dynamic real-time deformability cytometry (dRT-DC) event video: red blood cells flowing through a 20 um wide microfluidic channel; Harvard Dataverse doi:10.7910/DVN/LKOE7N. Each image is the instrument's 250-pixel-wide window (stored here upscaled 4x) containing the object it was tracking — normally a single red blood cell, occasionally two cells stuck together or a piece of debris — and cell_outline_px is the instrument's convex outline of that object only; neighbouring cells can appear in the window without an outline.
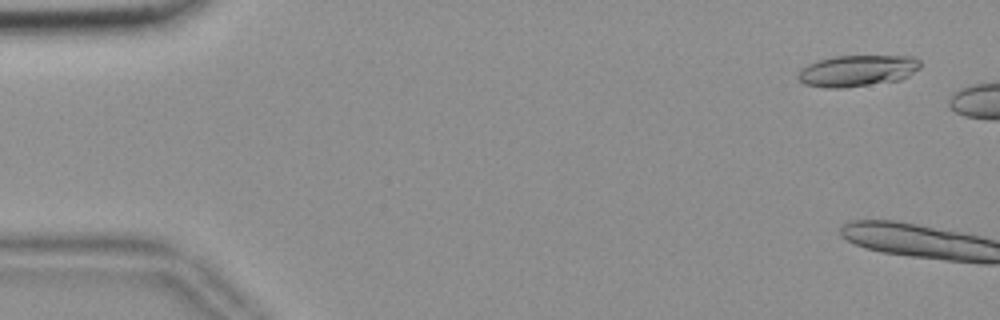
{"species": "common noctule bat (a hibernating species)", "species_latin": "Nyctalus noctula", "temperature_condition": "room temperature", "stored_images_in_passage": 5, "camera_frame_rate_fps": 3000, "um_per_image_px": 0.085, "animal": {"sex": "female", "body_mass_g": 18.4}, "frame": {"image": 1, "passage_image": 2, "time_ms": 0.333, "image_size_px": [1000, 320], "cell_outline_px": [[920, 68], [908, 76], [900, 80], [844, 88], [824, 88], [804, 84], [796, 76], [800, 68], [808, 64], [832, 56], [912, 56], [920, 60]], "centroid_in_image_um": [72.85, 6.02], "position_along_channel_um": 12.1, "area_um2": 22.48}}